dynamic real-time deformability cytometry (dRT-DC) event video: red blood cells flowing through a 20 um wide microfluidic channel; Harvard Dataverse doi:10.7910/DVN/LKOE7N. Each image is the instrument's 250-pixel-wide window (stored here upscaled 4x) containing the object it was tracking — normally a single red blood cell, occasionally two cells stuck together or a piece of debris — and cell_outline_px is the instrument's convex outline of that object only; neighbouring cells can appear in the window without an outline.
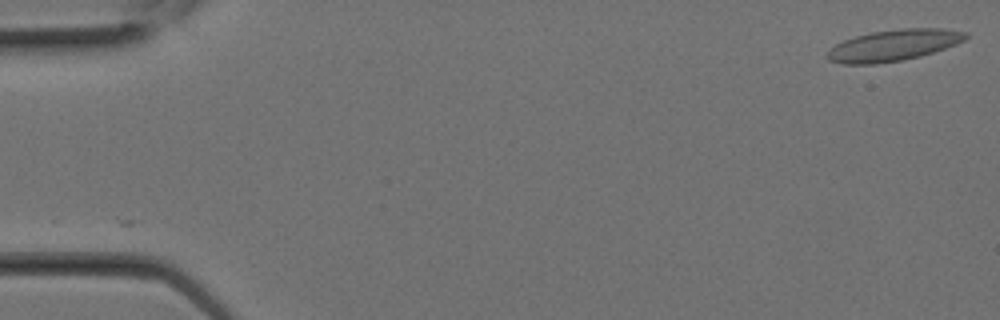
{"species": "Egyptian fruit bat (a non-hibernating species)", "species_latin": "Rousettus aegyptiacus", "temperature_condition": "room temperature", "stored_images_in_passage": 2, "camera_frame_rate_fps": 3000, "um_per_image_px": 0.085, "animal": {"sex": "female"}, "frame": {"image": 1, "passage_image": 2, "time_ms": 0.333, "image_size_px": [1000, 320], "cell_outline_px": [[968, 36], [964, 40], [956, 44], [920, 56], [904, 60], [876, 64], [844, 64], [828, 60], [828, 52], [836, 44], [844, 40], [856, 36], [872, 32], [900, 28], [944, 28], [968, 32]], "centroid_in_image_um": [75.98, 3.84], "position_along_channel_um": 9.0, "area_um2": 25.14}}